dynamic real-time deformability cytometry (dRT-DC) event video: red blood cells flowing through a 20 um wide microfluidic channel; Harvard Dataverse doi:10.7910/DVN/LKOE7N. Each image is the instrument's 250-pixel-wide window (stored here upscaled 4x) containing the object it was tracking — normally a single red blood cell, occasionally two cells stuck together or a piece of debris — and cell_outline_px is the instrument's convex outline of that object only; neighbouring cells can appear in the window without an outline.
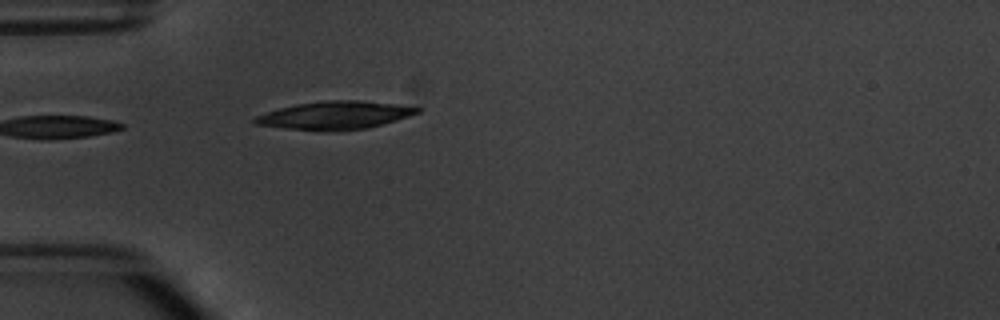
{"species": "common noctule bat (a hibernating species)", "species_latin": "Nyctalus noctula", "temperature_condition": "warm", "stored_images_in_passage": 5, "camera_frame_rate_fps": 3000, "um_per_image_px": 0.085, "animal": {"sex": "male", "body_mass_g": 20.1, "forearm_length_mm": 53.5}, "frame": {"image": 1, "passage_image": 5, "time_ms": 5.0, "image_size_px": [1000, 320], "cell_outline_px": [[420, 112], [396, 120], [368, 128], [332, 132], [328, 132], [284, 128], [252, 124], [252, 120], [256, 116], [280, 108], [296, 104], [328, 100], [360, 100], [396, 104], [420, 108]], "centroid_in_image_um": [28.44, 9.81], "position_along_channel_um": 56.6, "area_um2": 26.59}}